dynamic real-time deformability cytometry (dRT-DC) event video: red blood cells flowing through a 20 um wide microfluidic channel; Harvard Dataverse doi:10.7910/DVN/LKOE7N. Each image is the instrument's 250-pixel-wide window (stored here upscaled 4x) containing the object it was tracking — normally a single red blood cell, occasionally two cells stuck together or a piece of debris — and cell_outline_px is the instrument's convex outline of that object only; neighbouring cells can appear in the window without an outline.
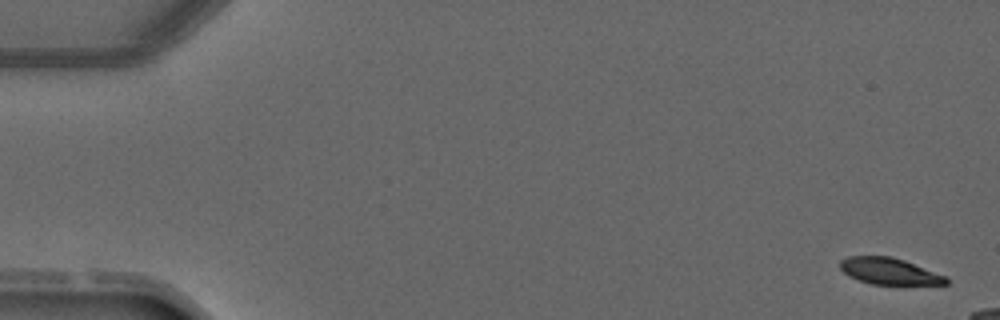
{"species": "common noctule bat (a hibernating species)", "species_latin": "Nyctalus noctula", "temperature_condition": "warm", "stored_images_in_passage": 5, "camera_frame_rate_fps": 3000, "um_per_image_px": 0.085, "animal": {"sex": "male", "forearm_length_mm": 52.5}, "frame": {"image": 1, "passage_image": 1, "time_ms": 0.0, "image_size_px": [1000, 320], "cell_outline_px": [[948, 284], [872, 284], [848, 276], [840, 268], [840, 260], [848, 256], [892, 256], [904, 260], [948, 276]], "centroid_in_image_um": [75.6, 23.04], "position_along_channel_um": 9.4, "area_um2": 16.36}}
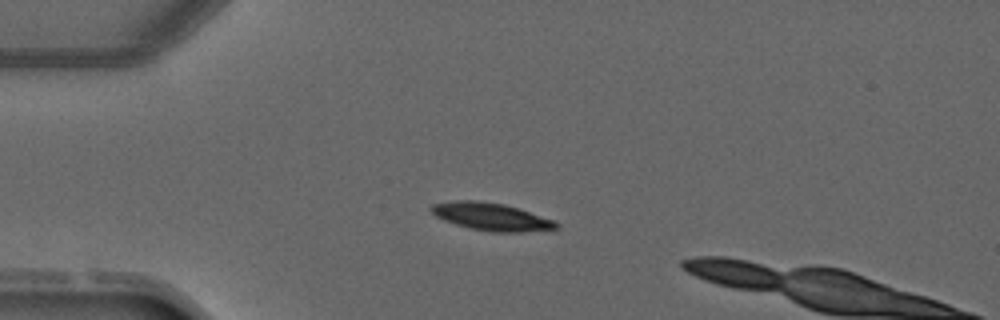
{"frame": {"image": 2, "passage_image": 4, "time_ms": 3.333, "image_size_px": [1000, 320], "cell_outline_px": [[560, 224], [556, 228], [520, 232], [492, 232], [472, 228], [456, 224], [444, 220], [436, 216], [428, 208], [432, 204], [456, 200], [476, 200], [504, 204], [556, 220]], "centroid_in_image_um": [41.75, 18.41], "position_along_channel_um": 43.3, "area_um2": 19.94}}